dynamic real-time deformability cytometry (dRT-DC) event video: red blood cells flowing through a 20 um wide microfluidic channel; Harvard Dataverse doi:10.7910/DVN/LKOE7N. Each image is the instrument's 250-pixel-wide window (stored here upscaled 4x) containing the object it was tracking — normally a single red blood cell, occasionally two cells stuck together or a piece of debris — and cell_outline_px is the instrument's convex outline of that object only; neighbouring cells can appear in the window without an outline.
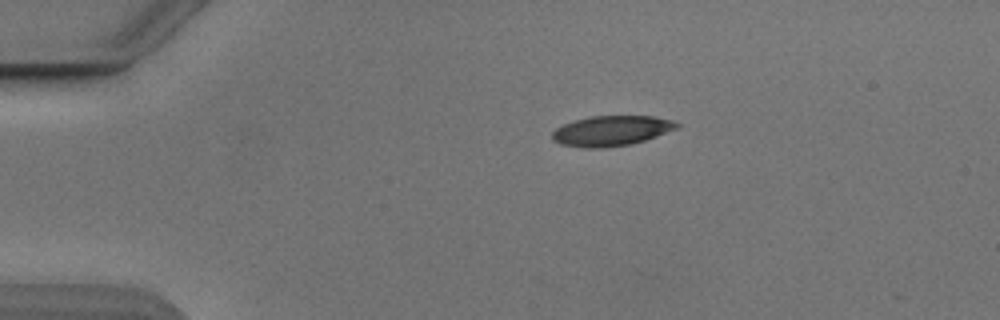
{"species": "Egyptian fruit bat (a non-hibernating species)", "species_latin": "Rousettus aegyptiacus", "temperature_condition": "cold", "stored_images_in_passage": 43, "camera_frame_rate_fps": 3000, "um_per_image_px": 0.085, "animal": {"sex": "male"}, "frame": {"image": 1, "passage_image": 1, "time_ms": 0.0, "image_size_px": [1000, 320], "cell_outline_px": [[680, 128], [632, 144], [604, 148], [584, 148], [560, 144], [552, 140], [552, 132], [556, 128], [564, 124], [588, 116], [656, 116], [672, 120], [680, 124]], "centroid_in_image_um": [51.98, 11.12], "position_along_channel_um": 33.0, "area_um2": 22.08}}
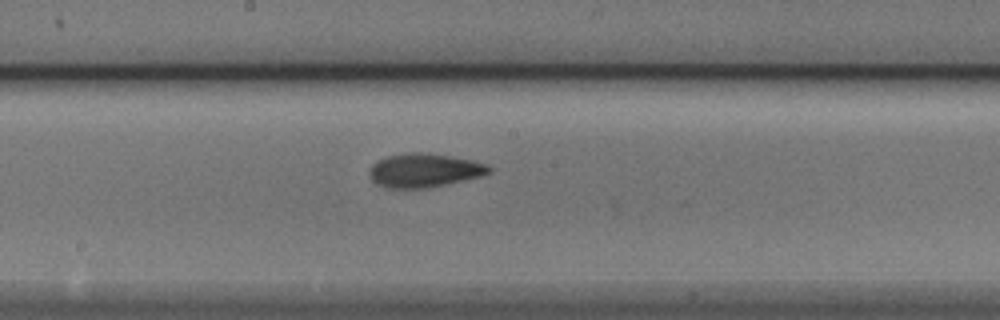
{"frame": {"image": 2, "passage_image": 19, "time_ms": 6.0, "image_size_px": [1000, 320], "cell_outline_px": [[492, 172], [480, 176], [464, 180], [428, 188], [388, 188], [376, 184], [372, 180], [368, 172], [372, 164], [376, 160], [388, 156], [412, 152], [420, 152], [448, 156], [472, 160], [488, 164], [492, 168]], "centroid_in_image_um": [36.05, 14.48], "position_along_channel_um": 212.2, "area_um2": 23.52}}
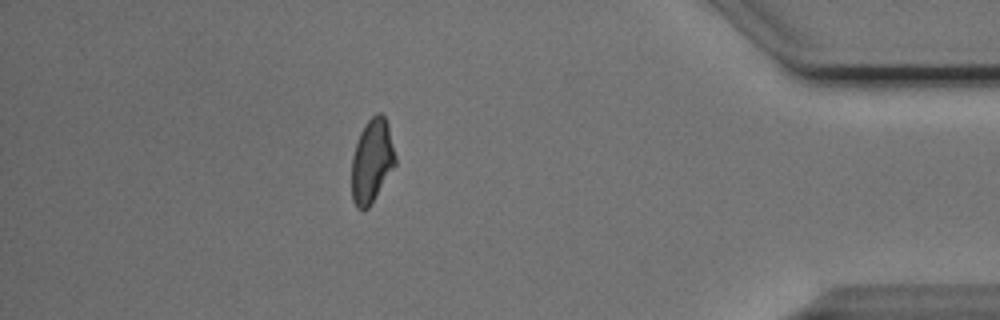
{"frame": {"image": 3, "passage_image": 37, "time_ms": 12.0, "image_size_px": [1000, 320], "cell_outline_px": [[396, 164], [368, 208], [356, 208], [352, 200], [352, 156], [360, 132], [364, 124], [376, 112], [380, 112], [384, 116], [388, 124], [396, 156]], "centroid_in_image_um": [31.61, 13.64], "position_along_channel_um": 403.6, "area_um2": 21.21}, "authors_computed_cell_mechanics": {"area_um2": 22.0796, "velocity_mm_per_s": 3.8768, "shape_relaxation_time_tau1_ms": 3.952, "shape_relaxation_time_tau2_ms": 4.9187, "deformation_change_tau1": 0.136, "deformation_change_tau2": 0.133}}